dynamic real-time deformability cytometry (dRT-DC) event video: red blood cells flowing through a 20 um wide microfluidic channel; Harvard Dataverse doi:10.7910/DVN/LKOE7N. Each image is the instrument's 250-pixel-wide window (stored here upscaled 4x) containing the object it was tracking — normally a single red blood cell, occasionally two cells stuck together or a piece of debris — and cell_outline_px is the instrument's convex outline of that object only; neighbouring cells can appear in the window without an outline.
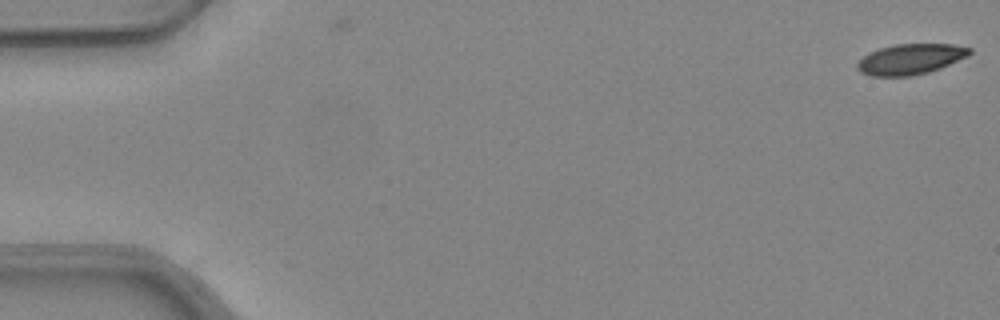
{"species": "common noctule bat (a hibernating species)", "species_latin": "Nyctalus noctula", "temperature_condition": "warm", "stored_images_in_passage": 3, "camera_frame_rate_fps": 3000, "um_per_image_px": 0.085, "animal": {"sex": "female", "body_mass_g": 24.6, "forearm_length_mm": 56.2}, "frame": {"image": 1, "passage_image": 1, "time_ms": 0.0, "image_size_px": [1000, 320], "cell_outline_px": [[972, 52], [968, 56], [940, 68], [928, 72], [912, 76], [872, 76], [860, 72], [856, 68], [856, 64], [868, 52], [880, 48], [896, 44], [952, 44], [972, 48]], "centroid_in_image_um": [77.38, 5.03], "position_along_channel_um": 7.6, "area_um2": 20.0}}